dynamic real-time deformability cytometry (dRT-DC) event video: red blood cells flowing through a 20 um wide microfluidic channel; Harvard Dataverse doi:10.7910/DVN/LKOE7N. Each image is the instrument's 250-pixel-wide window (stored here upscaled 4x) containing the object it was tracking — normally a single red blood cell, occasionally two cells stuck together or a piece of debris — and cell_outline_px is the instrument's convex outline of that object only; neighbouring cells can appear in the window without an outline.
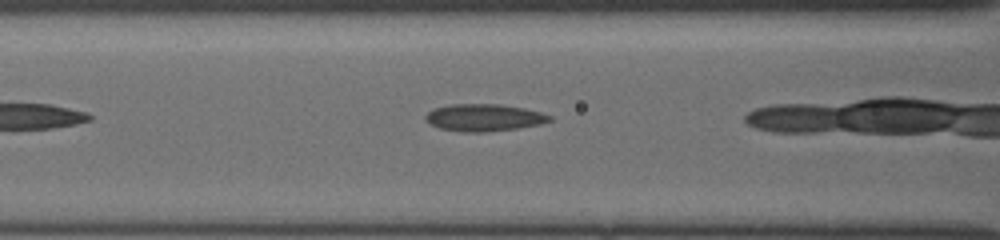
{"species": "common noctule bat (a hibernating species)", "species_latin": "Nyctalus noctula", "temperature_condition": "cold", "stored_images_in_passage": 23, "camera_frame_rate_fps": 3000, "um_per_image_px": 0.085, "animal": {"sex": "female", "body_mass_g": 19.5, "forearm_length_mm": 54.1}, "frame": {"image": 1, "passage_image": 8, "time_ms": 2.0, "image_size_px": [1000, 240], "cell_outline_px": [[552, 120], [540, 124], [516, 128], [484, 132], [460, 132], [440, 128], [424, 120], [424, 116], [432, 108], [448, 104], [496, 104], [524, 108], [540, 112], [552, 116]], "centroid_in_image_um": [41.09, 9.99], "position_along_channel_um": 125.5, "area_um2": 19.65}}
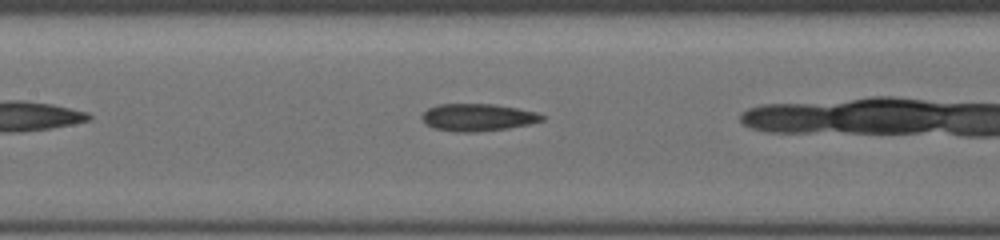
{"frame": {"image": 2, "passage_image": 11, "time_ms": 3.0, "image_size_px": [1000, 240], "cell_outline_px": [[544, 120], [528, 124], [508, 128], [472, 132], [456, 132], [432, 128], [420, 116], [428, 108], [440, 104], [496, 104], [536, 112], [544, 116]], "centroid_in_image_um": [40.6, 9.97], "position_along_channel_um": 166.8, "area_um2": 18.96}}